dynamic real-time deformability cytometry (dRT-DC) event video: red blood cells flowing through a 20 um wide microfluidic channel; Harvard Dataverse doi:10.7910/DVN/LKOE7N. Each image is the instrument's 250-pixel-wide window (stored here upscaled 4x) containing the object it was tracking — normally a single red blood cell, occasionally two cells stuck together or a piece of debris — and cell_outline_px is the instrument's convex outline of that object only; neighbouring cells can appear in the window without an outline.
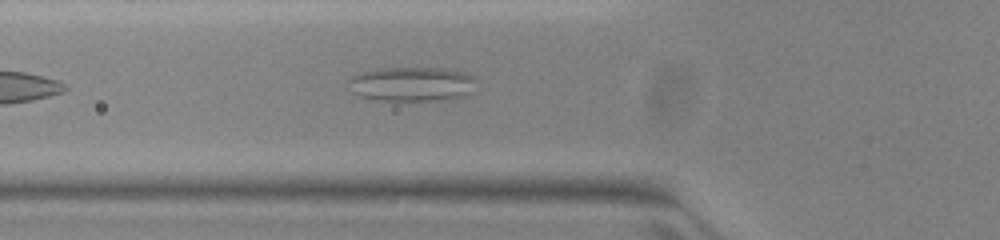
{"species": "common noctule bat (a hibernating species)", "species_latin": "Nyctalus noctula", "temperature_condition": "warm", "stored_images_in_passage": 41, "camera_frame_rate_fps": 3000, "um_per_image_px": 0.085, "animal": {"sex": "female", "body_mass_g": 23.0, "forearm_length_mm": 53.4}, "frame": {"image": 1, "passage_image": 7, "time_ms": 2.0, "image_size_px": [1000, 240], "cell_outline_px": [[480, 80], [472, 92], [464, 96], [436, 100], [380, 100], [360, 96], [352, 92], [348, 80], [352, 76], [360, 72], [380, 68], [444, 68], [464, 72]], "centroid_in_image_um": [35.06, 7.13], "position_along_channel_um": 90.7, "area_um2": 25.78}}
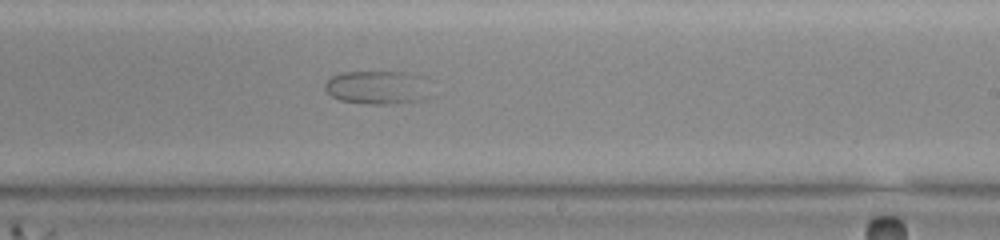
{"frame": {"image": 2, "passage_image": 20, "time_ms": 6.333, "image_size_px": [1000, 240], "cell_outline_px": [[432, 80], [420, 100], [396, 104], [368, 104], [340, 100], [332, 96], [324, 88], [324, 84], [332, 76], [340, 72], [408, 72], [424, 76]], "centroid_in_image_um": [32.09, 7.41], "position_along_channel_um": 256.9, "area_um2": 20.81}}
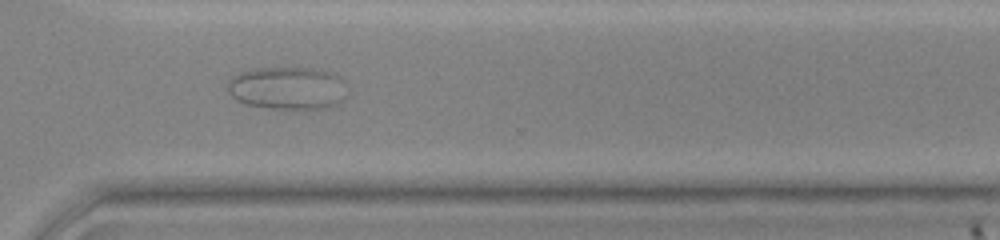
{"frame": {"image": 3, "passage_image": 27, "time_ms": 8.667, "image_size_px": [1000, 240], "cell_outline_px": [[344, 80], [340, 100], [336, 104], [324, 108], [268, 108], [248, 104], [236, 100], [228, 92], [228, 80], [232, 76], [240, 72], [256, 68], [312, 68], [336, 72]], "centroid_in_image_um": [24.39, 7.46], "position_along_channel_um": 346.2, "area_um2": 29.48}}